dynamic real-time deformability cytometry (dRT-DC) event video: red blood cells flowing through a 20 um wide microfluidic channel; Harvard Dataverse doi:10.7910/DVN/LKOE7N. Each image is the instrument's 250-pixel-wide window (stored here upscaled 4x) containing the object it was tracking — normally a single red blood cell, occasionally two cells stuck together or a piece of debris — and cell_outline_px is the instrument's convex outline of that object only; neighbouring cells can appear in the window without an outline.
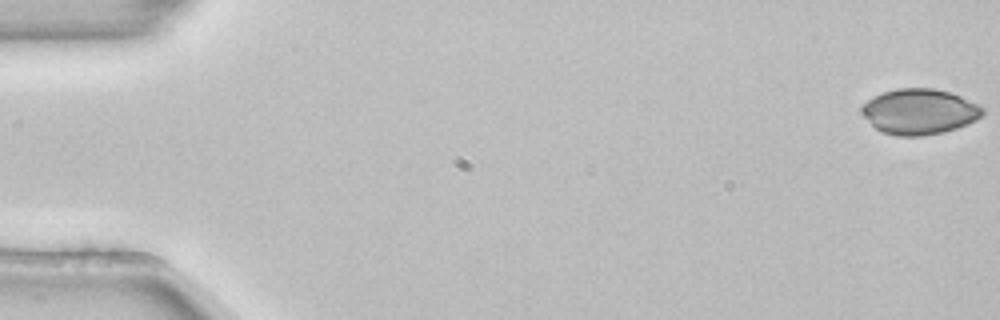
{"species": "common noctule bat (a hibernating species)", "species_latin": "Nyctalus noctula", "temperature_condition": "room temperature", "stored_images_in_passage": 54, "camera_frame_rate_fps": 3000, "um_per_image_px": 0.085, "animal": {"sex": "female", "body_mass_g": 22.7, "forearm_length_mm": 54.2}, "frame": {"image": 1, "passage_image": 1, "time_ms": 0.0, "image_size_px": [1000, 320], "cell_outline_px": [[984, 112], [976, 120], [968, 124], [944, 132], [920, 136], [896, 136], [880, 132], [860, 112], [860, 108], [872, 96], [896, 88], [932, 88], [948, 92], [960, 96], [984, 108]], "centroid_in_image_um": [78.12, 9.49], "position_along_channel_um": 6.9, "area_um2": 31.96}}
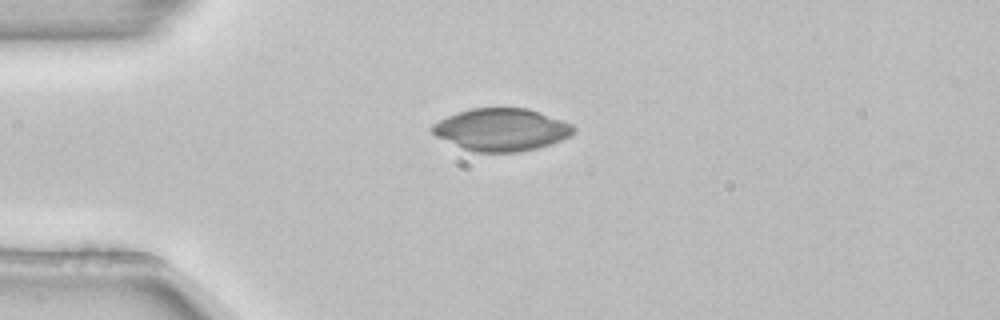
{"frame": {"image": 2, "passage_image": 14, "time_ms": 4.333, "image_size_px": [1000, 320], "cell_outline_px": [[576, 132], [572, 136], [536, 148], [520, 152], [472, 152], [436, 136], [432, 132], [432, 124], [448, 116], [472, 108], [528, 108], [572, 124], [576, 128]], "centroid_in_image_um": [42.65, 11.02], "position_along_channel_um": 42.4, "area_um2": 34.68}}
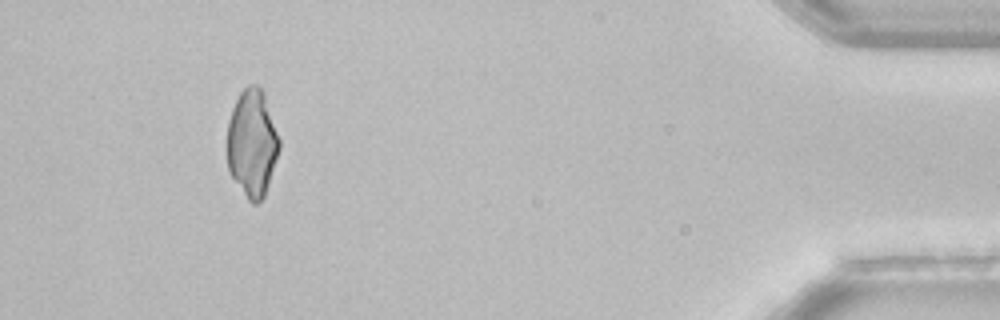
{"frame": {"image": 3, "passage_image": 50, "time_ms": 16.333, "image_size_px": [1000, 320], "cell_outline_px": [[280, 148], [264, 196], [256, 204], [252, 204], [248, 200], [232, 176], [228, 168], [228, 120], [232, 108], [240, 92], [248, 84], [256, 84], [264, 92], [280, 140]], "centroid_in_image_um": [21.44, 12.14], "position_along_channel_um": 413.8, "area_um2": 32.37}}